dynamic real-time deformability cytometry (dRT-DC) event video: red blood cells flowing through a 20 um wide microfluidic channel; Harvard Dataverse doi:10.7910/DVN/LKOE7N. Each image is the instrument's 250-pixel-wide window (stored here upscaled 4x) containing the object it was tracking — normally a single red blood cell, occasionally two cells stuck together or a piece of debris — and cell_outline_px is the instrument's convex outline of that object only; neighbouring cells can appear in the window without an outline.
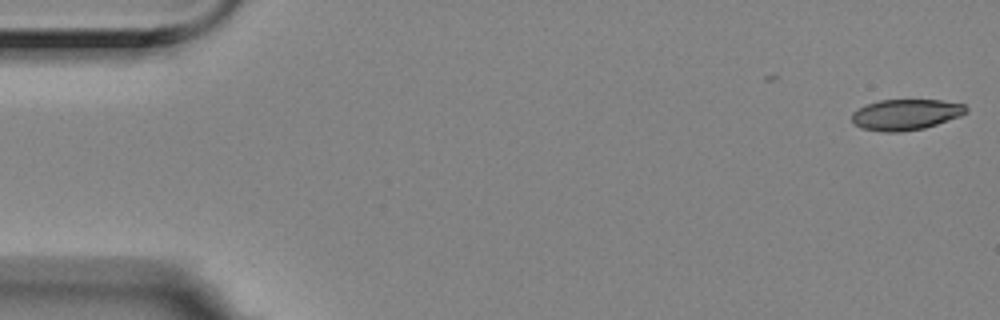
{"species": "Egyptian fruit bat (a non-hibernating species)", "species_latin": "Rousettus aegyptiacus", "temperature_condition": "room temperature", "stored_images_in_passage": 9, "camera_frame_rate_fps": 3000, "um_per_image_px": 0.085, "animal": {"sex": "female"}, "frame": {"image": 1, "passage_image": 1, "time_ms": 0.0, "image_size_px": [1000, 320], "cell_outline_px": [[968, 112], [960, 116], [924, 128], [900, 132], [884, 132], [860, 128], [852, 120], [852, 112], [868, 104], [880, 100], [940, 100], [964, 104], [968, 108]], "centroid_in_image_um": [77.01, 9.74], "position_along_channel_um": 8.0, "area_um2": 20.4}}